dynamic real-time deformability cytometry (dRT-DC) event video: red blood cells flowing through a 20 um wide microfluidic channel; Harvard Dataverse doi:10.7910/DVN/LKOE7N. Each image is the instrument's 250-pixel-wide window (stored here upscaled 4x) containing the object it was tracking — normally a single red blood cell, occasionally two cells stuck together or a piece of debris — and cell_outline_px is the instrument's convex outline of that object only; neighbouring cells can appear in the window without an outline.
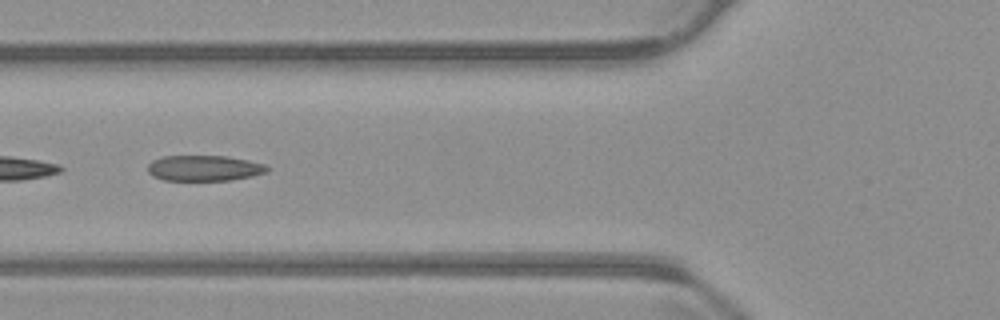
{"species": "common noctule bat (a hibernating species)", "species_latin": "Nyctalus noctula", "temperature_condition": "warm", "stored_images_in_passage": 40, "camera_frame_rate_fps": 3000, "um_per_image_px": 0.085, "animal": {"sex": "male", "body_mass_g": 23.1, "forearm_length_mm": 52.7}, "frame": {"image": 1, "passage_image": 20, "time_ms": 6.333, "image_size_px": [1000, 320], "cell_outline_px": [[272, 168], [268, 172], [252, 176], [228, 180], [164, 180], [152, 176], [148, 172], [148, 164], [152, 160], [164, 156], [228, 156], [248, 160], [264, 164]], "centroid_in_image_um": [17.38, 14.29], "position_along_channel_um": 108.4, "area_um2": 17.92}}
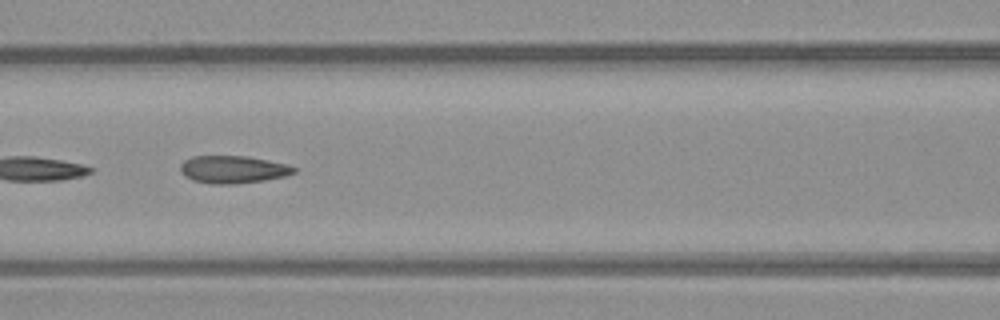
{"frame": {"image": 2, "passage_image": 23, "time_ms": 7.333, "image_size_px": [1000, 320], "cell_outline_px": [[296, 172], [284, 176], [264, 180], [236, 184], [212, 184], [192, 180], [184, 176], [180, 172], [180, 164], [184, 160], [192, 156], [248, 156], [288, 164], [296, 168]], "centroid_in_image_um": [19.78, 14.4], "position_along_channel_um": 146.8, "area_um2": 18.38}}